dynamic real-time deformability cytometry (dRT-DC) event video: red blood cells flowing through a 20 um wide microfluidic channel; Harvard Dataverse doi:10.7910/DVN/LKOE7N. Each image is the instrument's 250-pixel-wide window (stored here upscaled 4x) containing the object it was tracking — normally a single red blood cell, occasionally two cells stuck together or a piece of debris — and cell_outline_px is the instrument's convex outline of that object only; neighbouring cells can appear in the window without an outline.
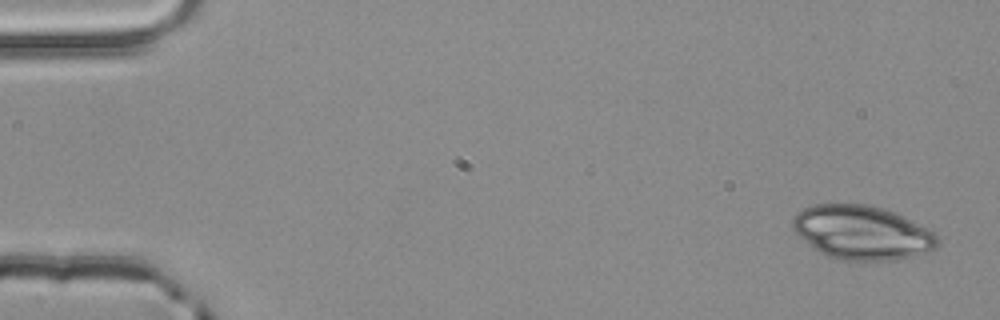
{"species": "common noctule bat (a hibernating species)", "species_latin": "Nyctalus noctula", "temperature_condition": "room temperature", "stored_images_in_passage": 4, "segment_of_instrument_passage": [2, 2], "camera_frame_rate_fps": 3000, "um_per_image_px": 0.085, "animal": {"sex": "male", "body_mass_g": 20.4}, "frame": {"image": 1, "passage_image": 4, "time_ms": 1.0, "image_size_px": [1000, 320], "cell_outline_px": [[940, 244], [936, 248], [912, 256], [888, 260], [844, 260], [824, 256], [800, 236], [792, 228], [792, 216], [796, 212], [812, 204], [864, 204], [880, 208], [892, 212], [928, 228], [936, 232], [940, 240]], "centroid_in_image_um": [73.26, 19.76], "position_along_channel_um": 11.7, "area_um2": 45.32}}